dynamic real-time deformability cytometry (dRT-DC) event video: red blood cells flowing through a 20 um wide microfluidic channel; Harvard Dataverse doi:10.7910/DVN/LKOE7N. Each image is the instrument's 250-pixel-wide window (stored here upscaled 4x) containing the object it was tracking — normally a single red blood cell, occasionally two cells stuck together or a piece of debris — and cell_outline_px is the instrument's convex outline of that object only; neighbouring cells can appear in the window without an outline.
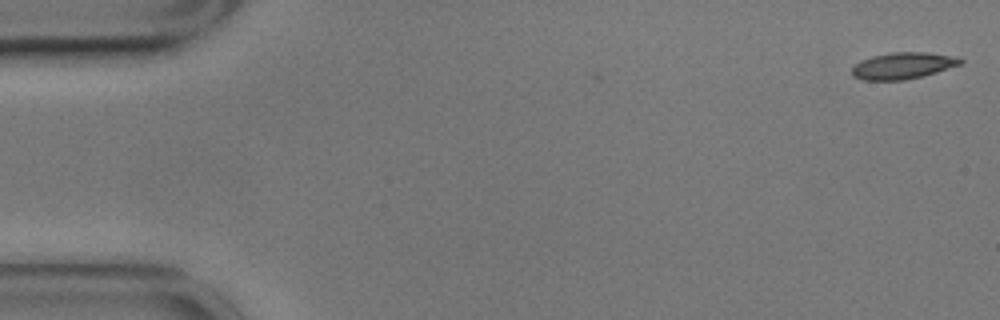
{"species": "common noctule bat (a hibernating species)", "species_latin": "Nyctalus noctula", "temperature_condition": "cold", "stored_images_in_passage": 2, "camera_frame_rate_fps": 3000, "um_per_image_px": 0.085, "animal": {"sex": "male", "body_mass_g": 17.9}, "frame": {"image": 1, "passage_image": 2, "time_ms": 0.333, "image_size_px": [1000, 320], "cell_outline_px": [[964, 60], [960, 64], [936, 72], [904, 80], [864, 80], [852, 76], [852, 68], [856, 64], [872, 56], [892, 52], [928, 52], [948, 56]], "centroid_in_image_um": [76.7, 5.58], "position_along_channel_um": 8.3, "area_um2": 16.36}}